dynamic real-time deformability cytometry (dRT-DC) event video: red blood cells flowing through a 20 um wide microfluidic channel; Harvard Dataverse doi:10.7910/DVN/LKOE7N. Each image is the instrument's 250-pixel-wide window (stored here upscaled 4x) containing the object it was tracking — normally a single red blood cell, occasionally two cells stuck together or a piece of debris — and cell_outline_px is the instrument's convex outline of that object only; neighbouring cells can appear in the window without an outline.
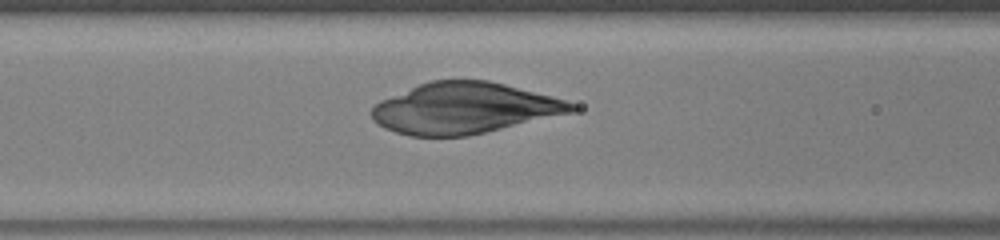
{"species": "human", "species_latin": "Homo sapiens", "temperature_condition": "warm", "stored_images_in_passage": 26, "camera_frame_rate_fps": 3000, "um_per_image_px": 0.085, "donor": {"sex": "male"}, "frame": {"image": 1, "passage_image": 13, "time_ms": 4.0, "image_size_px": [1000, 240], "cell_outline_px": [[580, 108], [576, 112], [468, 136], [412, 136], [396, 132], [384, 128], [372, 120], [372, 108], [380, 100], [420, 84], [432, 80], [488, 80], [552, 96], [576, 104]], "centroid_in_image_um": [39.5, 9.2], "position_along_channel_um": 127.1, "area_um2": 59.3}}